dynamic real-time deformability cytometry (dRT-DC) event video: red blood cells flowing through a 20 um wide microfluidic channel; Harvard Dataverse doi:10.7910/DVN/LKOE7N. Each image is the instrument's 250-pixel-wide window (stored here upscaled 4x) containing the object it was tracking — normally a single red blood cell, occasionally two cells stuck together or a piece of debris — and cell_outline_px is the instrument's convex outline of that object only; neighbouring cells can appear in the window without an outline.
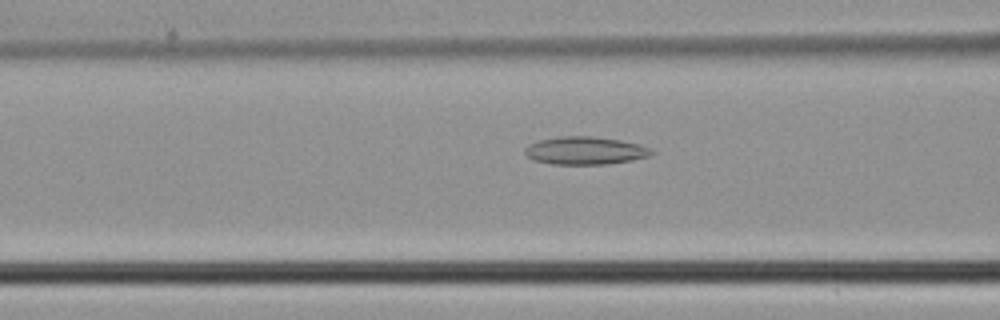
{"species": "common noctule bat (a hibernating species)", "species_latin": "Nyctalus noctula", "temperature_condition": "cold", "stored_images_in_passage": 46, "camera_frame_rate_fps": 3000, "um_per_image_px": 0.085, "animal": {"sex": "male", "body_mass_g": 21.5, "forearm_length_mm": 52.0}, "frame": {"image": 1, "passage_image": 18, "time_ms": 5.667, "image_size_px": [1000, 320], "cell_outline_px": [[656, 152], [652, 156], [632, 160], [608, 164], [552, 164], [532, 160], [524, 152], [524, 148], [528, 144], [540, 140], [560, 136], [592, 136], [620, 140], [640, 144]], "centroid_in_image_um": [49.75, 12.8], "position_along_channel_um": 116.9, "area_um2": 20.69}}
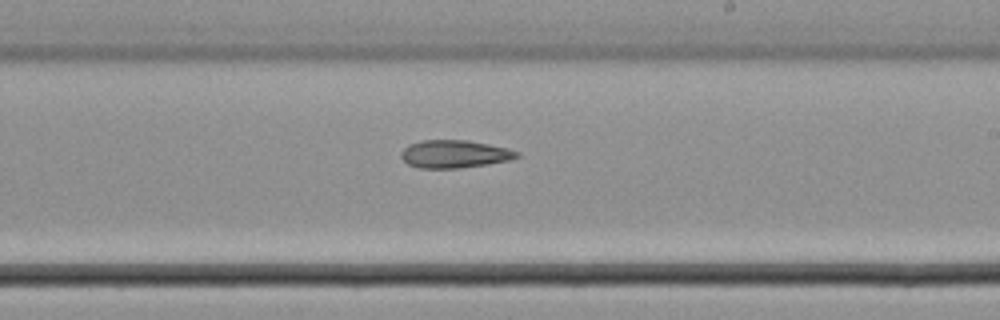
{"frame": {"image": 2, "passage_image": 27, "time_ms": 8.667, "image_size_px": [1000, 320], "cell_outline_px": [[520, 156], [508, 160], [484, 164], [456, 168], [420, 168], [408, 164], [400, 156], [400, 152], [408, 144], [420, 140], [468, 140], [508, 148], [520, 152]], "centroid_in_image_um": [38.6, 13.07], "position_along_channel_um": 250.4, "area_um2": 18.67}}
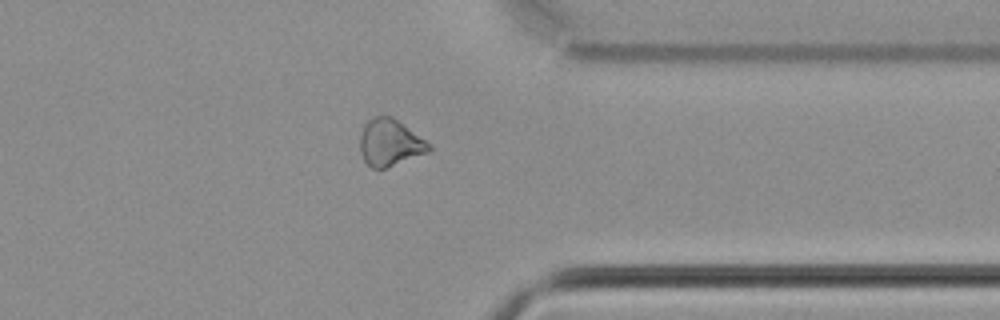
{"frame": {"image": 3, "passage_image": 36, "time_ms": 11.667, "image_size_px": [1000, 320], "cell_outline_px": [[432, 152], [384, 168], [372, 168], [364, 160], [360, 152], [360, 136], [364, 124], [368, 120], [376, 116], [392, 116], [432, 144]], "centroid_in_image_um": [33.18, 12.12], "position_along_channel_um": 378.2, "area_um2": 18.96}}